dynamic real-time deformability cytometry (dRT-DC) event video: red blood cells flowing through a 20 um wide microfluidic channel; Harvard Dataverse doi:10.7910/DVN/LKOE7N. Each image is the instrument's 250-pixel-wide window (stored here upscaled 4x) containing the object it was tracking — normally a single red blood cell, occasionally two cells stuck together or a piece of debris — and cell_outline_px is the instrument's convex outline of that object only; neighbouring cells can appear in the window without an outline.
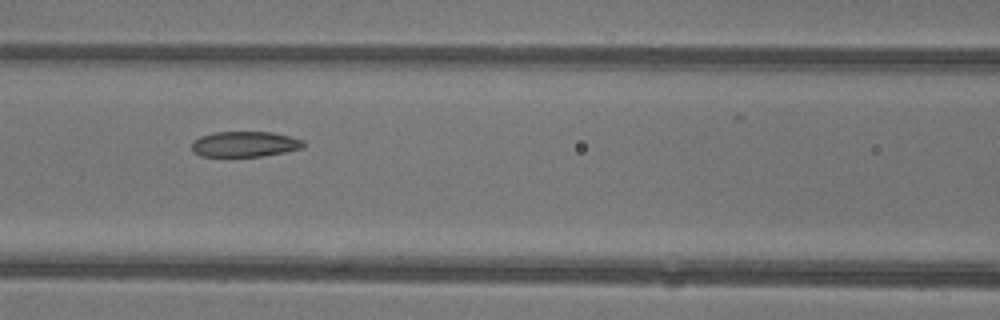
{"species": "common noctule bat (a hibernating species)", "species_latin": "Nyctalus noctula", "temperature_condition": "warm", "stored_images_in_passage": 7, "segment_of_instrument_passage": [2, 2], "camera_frame_rate_fps": 3000, "um_per_image_px": 0.085, "animal": {"sex": "female"}, "frame": {"image": 1, "passage_image": 6, "time_ms": 1.667, "image_size_px": [1000, 320], "cell_outline_px": [[304, 144], [300, 148], [284, 152], [260, 156], [200, 156], [192, 152], [192, 140], [200, 136], [212, 132], [272, 132], [304, 140]], "centroid_in_image_um": [20.74, 12.24], "position_along_channel_um": 145.9, "area_um2": 16.53}}
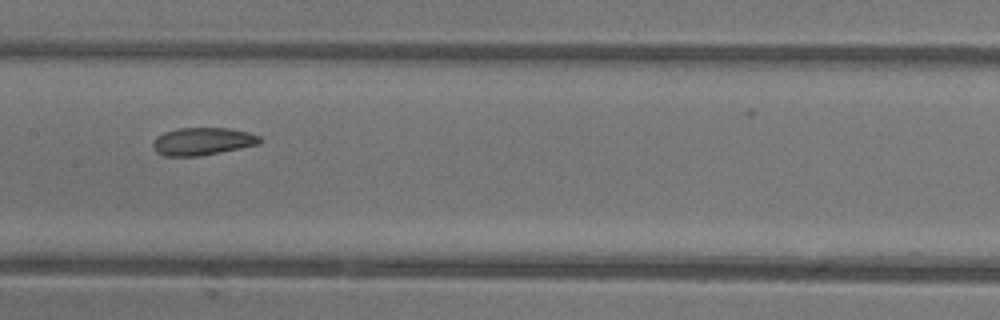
{"frame": {"image": 2, "passage_image": 7, "time_ms": 2.0, "image_size_px": [1000, 320], "cell_outline_px": [[264, 140], [260, 144], [200, 156], [164, 156], [156, 152], [152, 144], [156, 136], [164, 132], [180, 128], [228, 128], [248, 132], [260, 136]], "centroid_in_image_um": [17.23, 12.01], "position_along_channel_um": 190.2, "area_um2": 17.28}}